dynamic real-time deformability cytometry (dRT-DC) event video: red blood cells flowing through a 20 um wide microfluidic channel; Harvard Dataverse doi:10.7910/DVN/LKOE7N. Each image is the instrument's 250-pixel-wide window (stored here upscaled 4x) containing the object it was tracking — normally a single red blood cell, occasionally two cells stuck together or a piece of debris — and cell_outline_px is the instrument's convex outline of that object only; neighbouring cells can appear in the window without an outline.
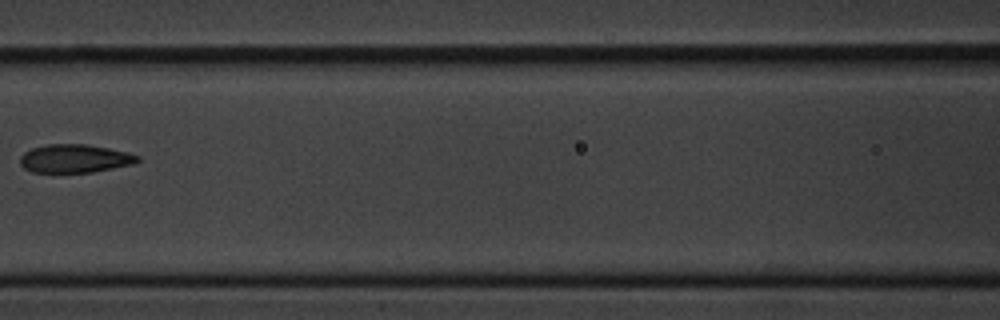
{"species": "common noctule bat (a hibernating species)", "species_latin": "Nyctalus noctula", "temperature_condition": "cold", "stored_images_in_passage": 8, "camera_frame_rate_fps": 3000, "um_per_image_px": 0.085, "animal": {"sex": "male", "body_mass_g": 20.1, "forearm_length_mm": 53.5}, "frame": {"image": 1, "passage_image": 7, "time_ms": 7.0, "image_size_px": [1000, 320], "cell_outline_px": [[140, 160], [136, 164], [92, 172], [32, 172], [24, 168], [20, 164], [20, 156], [24, 152], [32, 148], [48, 144], [88, 144], [128, 152], [140, 156]], "centroid_in_image_um": [6.38, 13.47], "position_along_channel_um": 160.2, "area_um2": 19.54}}
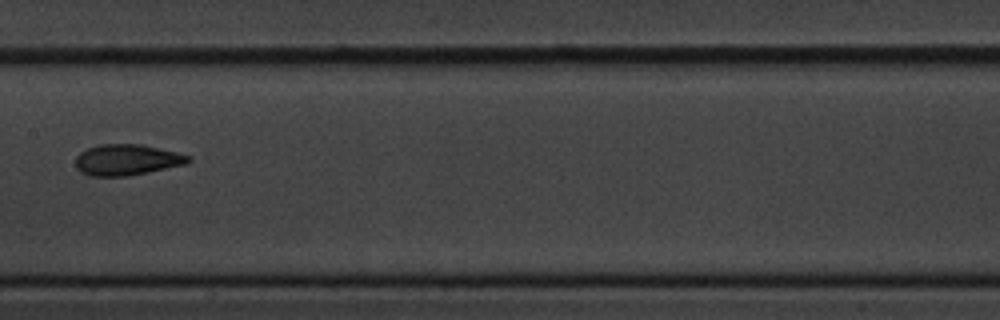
{"frame": {"image": 2, "passage_image": 8, "time_ms": 8.0, "image_size_px": [1000, 320], "cell_outline_px": [[192, 160], [188, 164], [148, 172], [124, 176], [88, 176], [80, 172], [76, 168], [76, 156], [80, 152], [96, 144], [140, 144], [176, 152], [192, 156]], "centroid_in_image_um": [10.78, 13.58], "position_along_channel_um": 196.6, "area_um2": 20.52}}